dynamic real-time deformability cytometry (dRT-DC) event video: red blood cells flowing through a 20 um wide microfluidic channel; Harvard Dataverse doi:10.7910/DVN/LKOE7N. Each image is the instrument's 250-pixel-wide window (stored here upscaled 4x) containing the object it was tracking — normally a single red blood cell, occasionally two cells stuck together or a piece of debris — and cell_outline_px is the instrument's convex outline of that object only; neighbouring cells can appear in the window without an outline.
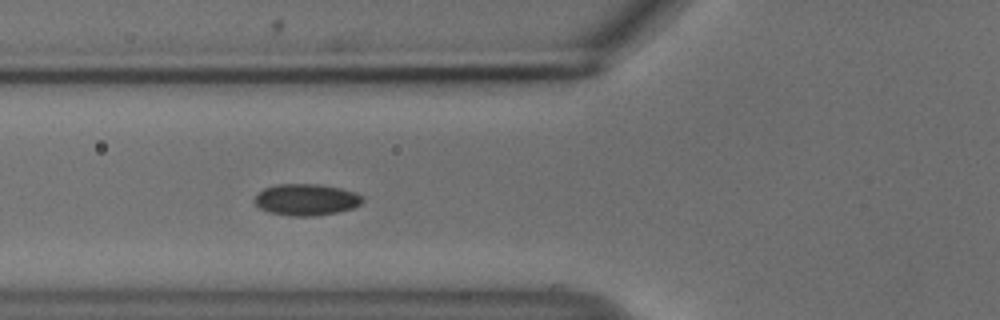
{"species": "common noctule bat (a hibernating species)", "species_latin": "Nyctalus noctula", "temperature_condition": "cold", "stored_images_in_passage": 6, "camera_frame_rate_fps": 3000, "um_per_image_px": 0.085, "animal": {"sex": "male", "body_mass_g": 18.8}, "frame": {"image": 1, "passage_image": 4, "time_ms": 1.0, "image_size_px": [1000, 320], "cell_outline_px": [[364, 200], [360, 204], [352, 208], [336, 212], [312, 216], [292, 216], [268, 212], [260, 208], [252, 200], [264, 188], [276, 184], [320, 184], [340, 188], [356, 192], [364, 196]], "centroid_in_image_um": [26.03, 16.96], "position_along_channel_um": 99.8, "area_um2": 19.88}}